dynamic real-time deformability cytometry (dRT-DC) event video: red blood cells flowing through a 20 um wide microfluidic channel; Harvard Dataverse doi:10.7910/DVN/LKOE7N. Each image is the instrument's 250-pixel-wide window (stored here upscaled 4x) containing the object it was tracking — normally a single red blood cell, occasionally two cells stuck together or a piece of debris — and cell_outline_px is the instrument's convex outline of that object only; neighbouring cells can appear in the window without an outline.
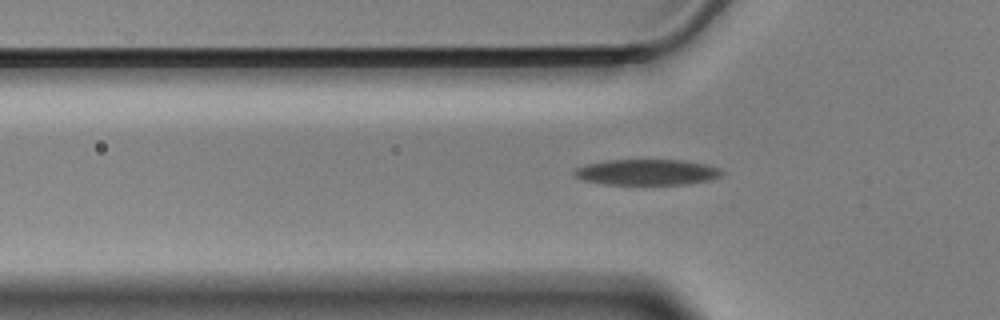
{"species": "Egyptian fruit bat (a non-hibernating species)", "species_latin": "Rousettus aegyptiacus", "temperature_condition": "cold", "stored_images_in_passage": 42, "camera_frame_rate_fps": 3000, "um_per_image_px": 0.085, "animal": {"sex": "male"}, "frame": {"image": 1, "passage_image": 9, "time_ms": 2.667, "image_size_px": [1000, 320], "cell_outline_px": [[724, 172], [720, 176], [712, 180], [688, 184], [600, 184], [584, 180], [572, 176], [572, 172], [576, 168], [588, 164], [608, 160], [684, 160], [704, 164], [720, 168]], "centroid_in_image_um": [54.99, 14.64], "position_along_channel_um": 70.8, "area_um2": 22.25}}
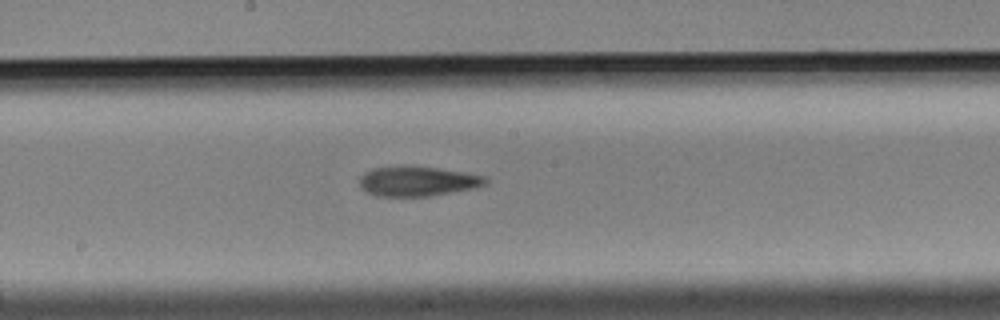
{"frame": {"image": 2, "passage_image": 21, "time_ms": 6.667, "image_size_px": [1000, 320], "cell_outline_px": [[488, 184], [476, 188], [428, 196], [376, 196], [360, 188], [360, 176], [364, 172], [372, 168], [436, 168], [484, 176], [488, 180]], "centroid_in_image_um": [35.5, 15.44], "position_along_channel_um": 212.7, "area_um2": 21.21}}
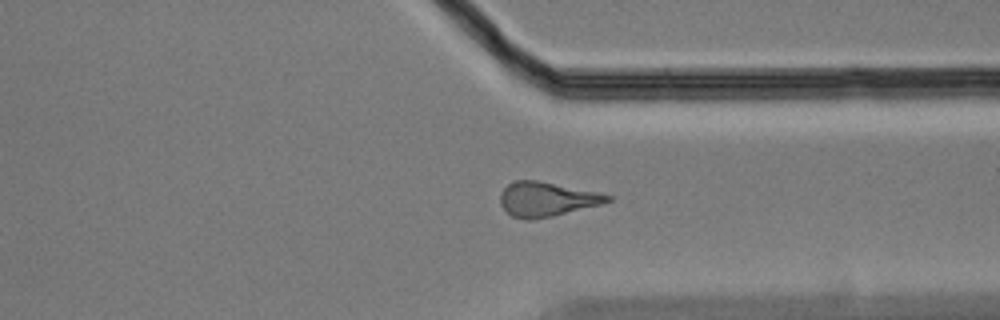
{"frame": {"image": 3, "passage_image": 34, "time_ms": 11.0, "image_size_px": [1000, 320], "cell_outline_px": [[612, 200], [600, 204], [552, 216], [532, 220], [524, 220], [512, 216], [500, 204], [500, 196], [504, 188], [512, 180], [536, 180], [596, 192], [612, 196]], "centroid_in_image_um": [46.42, 16.93], "position_along_channel_um": 365.0, "area_um2": 21.21}}